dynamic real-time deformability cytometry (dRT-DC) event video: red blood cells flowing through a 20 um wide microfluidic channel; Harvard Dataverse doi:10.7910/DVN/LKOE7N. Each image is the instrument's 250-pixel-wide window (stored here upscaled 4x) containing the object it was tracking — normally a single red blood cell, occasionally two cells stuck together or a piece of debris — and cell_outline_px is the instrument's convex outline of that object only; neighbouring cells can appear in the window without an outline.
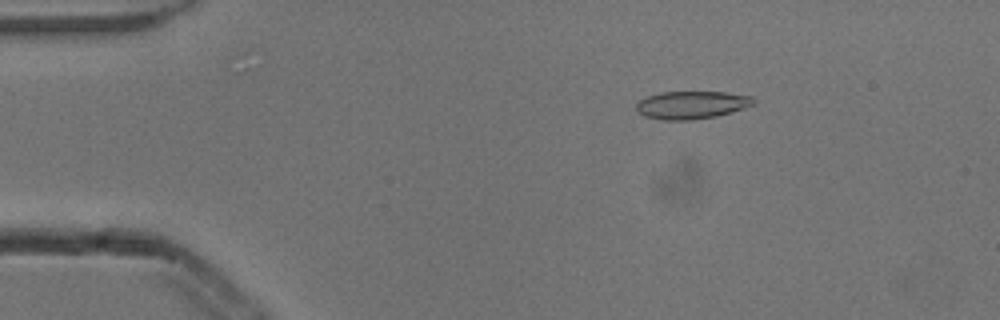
{"species": "common noctule bat (a hibernating species)", "species_latin": "Nyctalus noctula", "temperature_condition": "cold", "stored_images_in_passage": 3, "camera_frame_rate_fps": 3000, "um_per_image_px": 0.085, "animal": {"sex": "male", "body_mass_g": 13.3}, "frame": {"image": 1, "passage_image": 1, "time_ms": 0.0, "image_size_px": [1000, 320], "cell_outline_px": [[756, 104], [744, 108], [716, 116], [692, 120], [660, 120], [644, 116], [636, 112], [636, 104], [640, 100], [648, 96], [660, 92], [724, 92], [752, 96], [756, 100]], "centroid_in_image_um": [58.78, 8.92], "position_along_channel_um": 26.2, "area_um2": 19.13}}
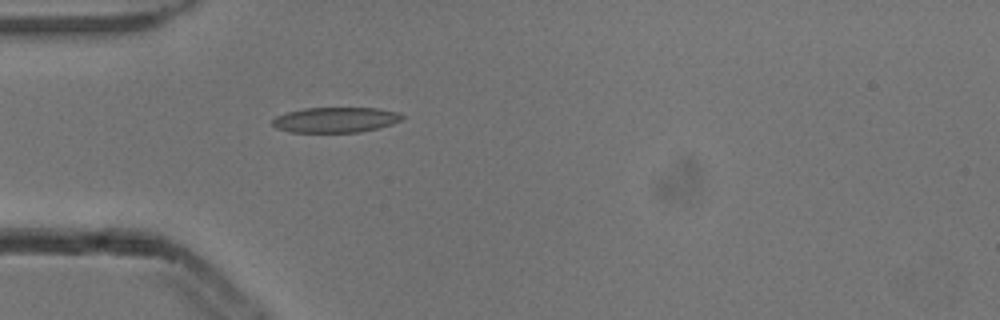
{"frame": {"image": 2, "passage_image": 3, "time_ms": 0.667, "image_size_px": [1000, 320], "cell_outline_px": [[404, 116], [400, 120], [392, 124], [380, 128], [360, 132], [292, 132], [276, 128], [272, 124], [272, 120], [276, 116], [288, 112], [304, 108], [380, 108], [396, 112]], "centroid_in_image_um": [28.52, 10.19], "position_along_channel_um": 56.5, "area_um2": 19.07}}